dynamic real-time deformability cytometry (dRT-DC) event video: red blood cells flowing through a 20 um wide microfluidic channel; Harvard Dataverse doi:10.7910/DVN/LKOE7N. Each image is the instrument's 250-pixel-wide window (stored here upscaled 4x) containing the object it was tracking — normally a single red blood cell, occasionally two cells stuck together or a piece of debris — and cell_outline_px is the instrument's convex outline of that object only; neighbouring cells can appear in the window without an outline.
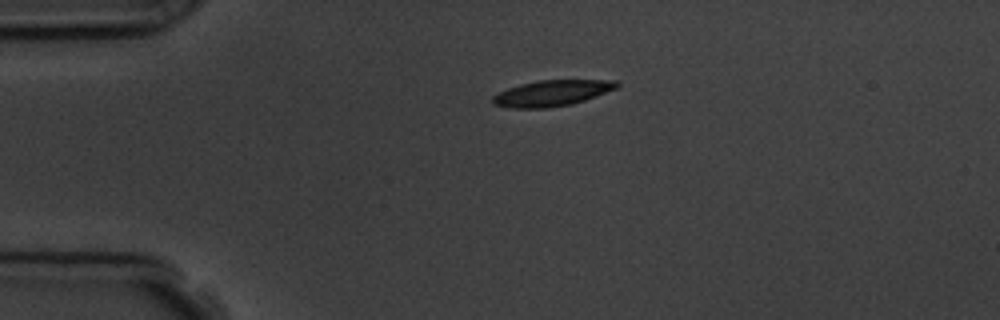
{"species": "common noctule bat (a hibernating species)", "species_latin": "Nyctalus noctula", "temperature_condition": "room temperature", "stored_images_in_passage": 2, "camera_frame_rate_fps": 3000, "um_per_image_px": 0.085, "animal": {"sex": "male", "body_mass_g": 19.5, "forearm_length_mm": 54.6}, "frame": {"image": 1, "passage_image": 1, "time_ms": 0.0, "image_size_px": [1000, 320], "cell_outline_px": [[620, 84], [616, 88], [596, 96], [572, 104], [544, 108], [508, 108], [492, 104], [492, 96], [508, 88], [520, 84], [540, 80], [616, 80]], "centroid_in_image_um": [46.89, 7.92], "position_along_channel_um": 38.1, "area_um2": 18.67}}